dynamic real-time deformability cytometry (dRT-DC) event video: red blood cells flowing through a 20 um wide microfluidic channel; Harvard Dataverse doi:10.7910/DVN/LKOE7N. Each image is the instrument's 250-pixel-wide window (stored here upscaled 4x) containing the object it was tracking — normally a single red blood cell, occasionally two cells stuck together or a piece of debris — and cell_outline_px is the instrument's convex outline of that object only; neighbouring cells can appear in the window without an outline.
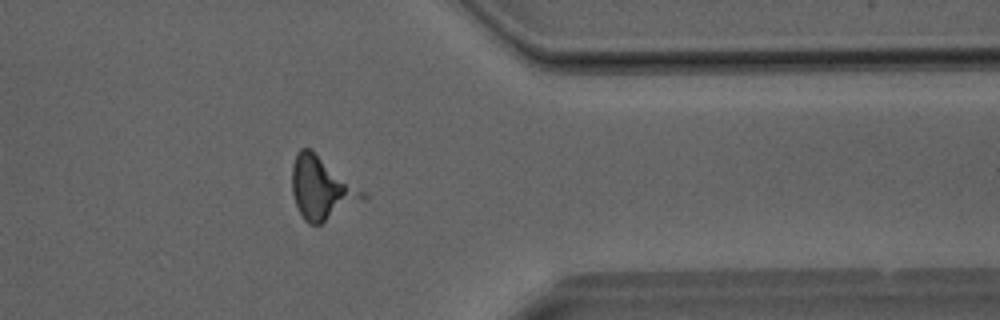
{"species": "Egyptian fruit bat (a non-hibernating species)", "species_latin": "Rousettus aegyptiacus", "temperature_condition": "room temperature", "stored_images_in_passage": 39, "camera_frame_rate_fps": 3000, "um_per_image_px": 0.085, "animal": {"sex": "male"}, "frame": {"image": 1, "passage_image": 32, "time_ms": 10.333, "image_size_px": [1000, 320], "cell_outline_px": [[352, 192], [320, 224], [308, 224], [304, 220], [296, 204], [292, 192], [292, 164], [296, 152], [300, 148], [308, 148]], "centroid_in_image_um": [26.82, 15.94], "position_along_channel_um": 384.6, "area_um2": 20.4}}
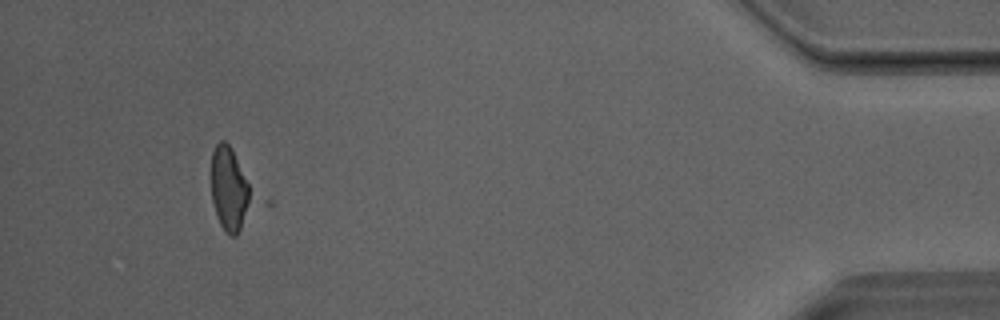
{"frame": {"image": 2, "passage_image": 37, "time_ms": 12.0, "image_size_px": [1000, 320], "cell_outline_px": [[252, 200], [240, 228], [236, 236], [228, 236], [224, 232], [216, 216], [212, 200], [212, 152], [216, 144], [220, 140], [224, 140], [232, 148], [248, 184]], "centroid_in_image_um": [19.47, 16.08], "position_along_channel_um": 415.7, "area_um2": 19.13}}